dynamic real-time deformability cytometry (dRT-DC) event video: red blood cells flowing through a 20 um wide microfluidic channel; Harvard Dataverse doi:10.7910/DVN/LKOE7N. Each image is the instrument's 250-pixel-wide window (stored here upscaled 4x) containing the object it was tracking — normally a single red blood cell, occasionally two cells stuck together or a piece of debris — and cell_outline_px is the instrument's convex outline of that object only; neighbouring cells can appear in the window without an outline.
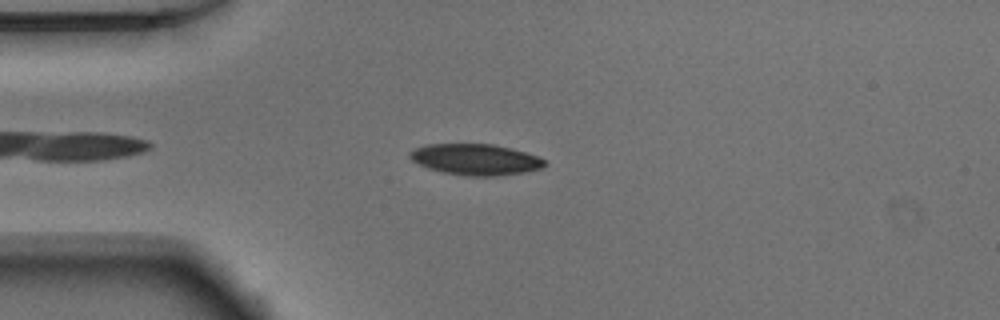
{"species": "Egyptian fruit bat (a non-hibernating species)", "species_latin": "Rousettus aegyptiacus", "temperature_condition": "warm", "stored_images_in_passage": 41, "camera_frame_rate_fps": 3000, "um_per_image_px": 0.085, "animal": {"sex": "male"}, "frame": {"image": 1, "passage_image": 6, "time_ms": 1.667, "image_size_px": [1000, 320], "cell_outline_px": [[548, 164], [540, 168], [524, 172], [496, 176], [464, 176], [444, 172], [428, 168], [412, 160], [408, 156], [408, 152], [412, 148], [428, 144], [496, 144], [512, 148], [536, 156], [544, 160]], "centroid_in_image_um": [40.39, 13.55], "position_along_channel_um": 44.6, "area_um2": 24.45}}
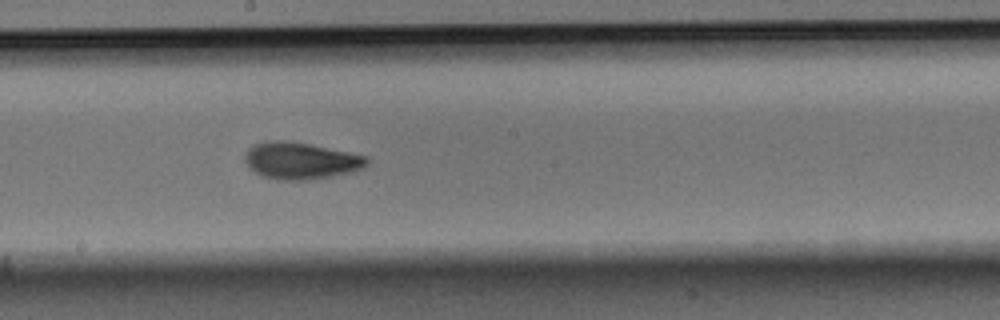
{"frame": {"image": 2, "passage_image": 21, "time_ms": 6.667, "image_size_px": [1000, 320], "cell_outline_px": [[372, 160], [368, 164], [352, 172], [332, 176], [308, 180], [280, 180], [260, 176], [248, 168], [244, 160], [244, 156], [248, 148], [252, 144], [272, 140], [284, 140], [308, 144], [368, 156]], "centroid_in_image_um": [25.53, 13.66], "position_along_channel_um": 222.7, "area_um2": 26.41}}
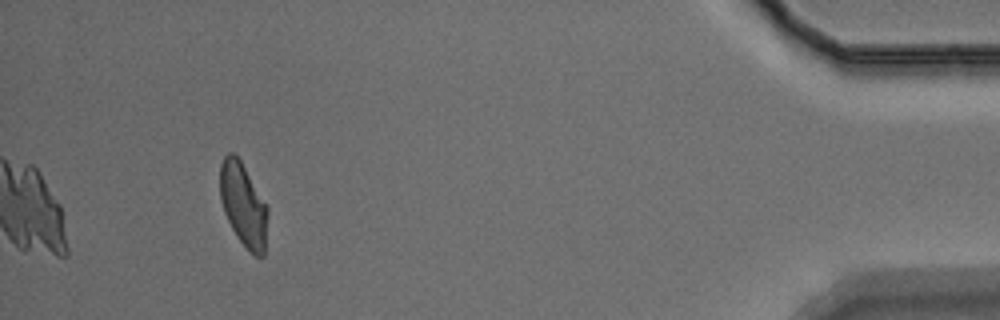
{"frame": {"image": 3, "passage_image": 41, "time_ms": 13.333, "image_size_px": [1000, 320], "cell_outline_px": [[268, 216], [264, 256], [256, 256], [236, 236], [224, 212], [220, 200], [220, 164], [224, 156], [228, 152], [232, 152], [240, 160], [268, 208]], "centroid_in_image_um": [20.67, 17.39], "position_along_channel_um": 414.5, "area_um2": 22.83}, "authors_computed_cell_mechanics": {"area_um2": 25.0274, "velocity_mm_per_s": 3.8817, "shape_relaxation_time_tau1_ms": 4.0453, "shape_relaxation_time_tau2_ms": 1.8024, "deformation_change_tau1": 0.1685, "deformation_change_tau2": 0.0708}}